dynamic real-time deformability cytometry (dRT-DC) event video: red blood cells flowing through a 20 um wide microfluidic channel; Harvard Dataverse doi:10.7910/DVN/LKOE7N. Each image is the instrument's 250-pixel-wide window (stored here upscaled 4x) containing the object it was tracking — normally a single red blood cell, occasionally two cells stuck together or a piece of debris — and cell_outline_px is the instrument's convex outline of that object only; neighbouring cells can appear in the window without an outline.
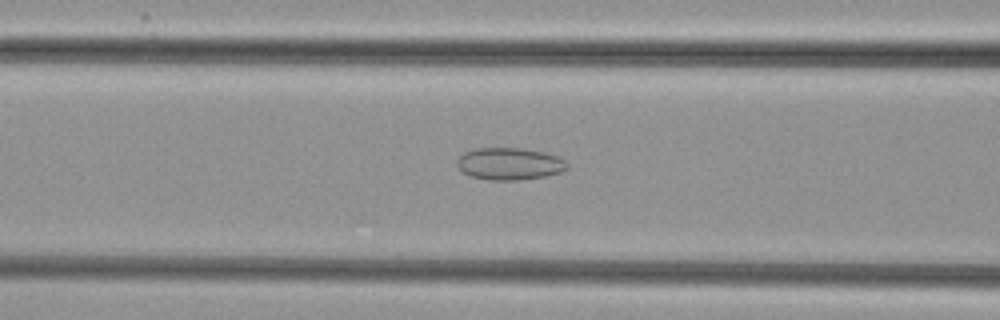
{"species": "common noctule bat (a hibernating species)", "species_latin": "Nyctalus noctula", "temperature_condition": "cold", "stored_images_in_passage": 50, "camera_frame_rate_fps": 3000, "um_per_image_px": 0.085, "animal": {"sex": "female", "body_mass_g": 29.2, "forearm_length_mm": 56.3}, "frame": {"image": 1, "passage_image": 19, "time_ms": 6.0, "image_size_px": [1000, 320], "cell_outline_px": [[568, 168], [560, 172], [544, 176], [516, 180], [488, 180], [472, 176], [464, 172], [456, 164], [456, 160], [464, 152], [476, 148], [520, 148], [544, 152], [556, 156], [564, 160], [568, 164]], "centroid_in_image_um": [43.29, 13.91], "position_along_channel_um": 123.3, "area_um2": 20.46}}
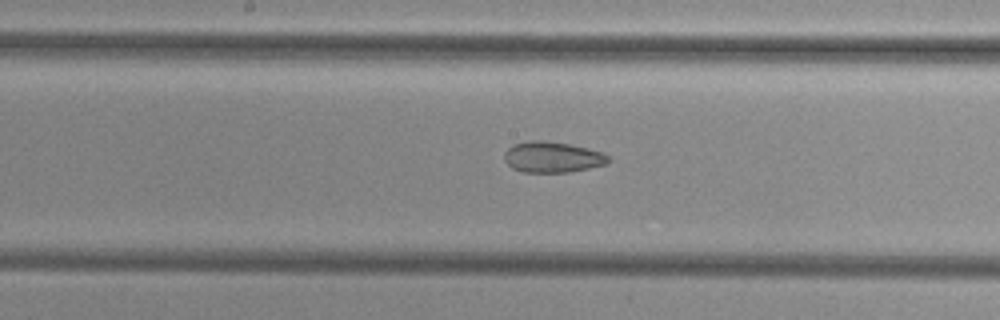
{"frame": {"image": 2, "passage_image": 25, "time_ms": 8.0, "image_size_px": [1000, 320], "cell_outline_px": [[608, 160], [604, 164], [588, 168], [568, 172], [524, 172], [512, 168], [504, 160], [504, 152], [512, 144], [532, 140], [540, 140], [568, 144], [588, 148], [604, 152], [608, 156]], "centroid_in_image_um": [46.91, 13.35], "position_along_channel_um": 201.3, "area_um2": 18.55}}
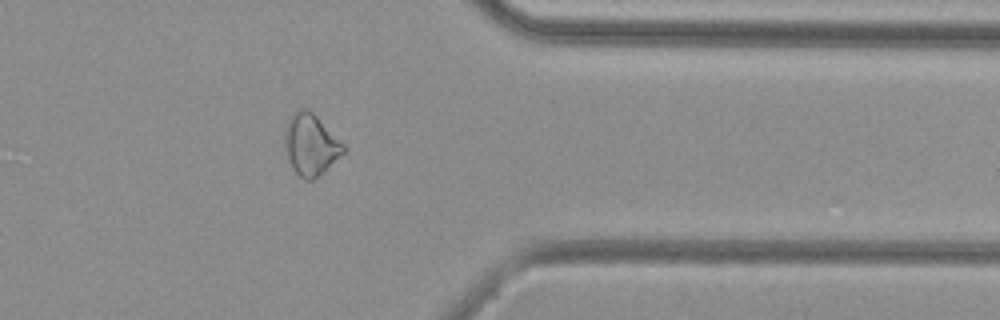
{"frame": {"image": 3, "passage_image": 40, "time_ms": 13.0, "image_size_px": [1000, 320], "cell_outline_px": [[344, 152], [324, 172], [312, 180], [304, 180], [292, 168], [284, 152], [284, 128], [288, 120], [300, 108], [308, 108], [344, 144]], "centroid_in_image_um": [26.37, 12.31], "position_along_channel_um": 385.0, "area_um2": 20.92}}